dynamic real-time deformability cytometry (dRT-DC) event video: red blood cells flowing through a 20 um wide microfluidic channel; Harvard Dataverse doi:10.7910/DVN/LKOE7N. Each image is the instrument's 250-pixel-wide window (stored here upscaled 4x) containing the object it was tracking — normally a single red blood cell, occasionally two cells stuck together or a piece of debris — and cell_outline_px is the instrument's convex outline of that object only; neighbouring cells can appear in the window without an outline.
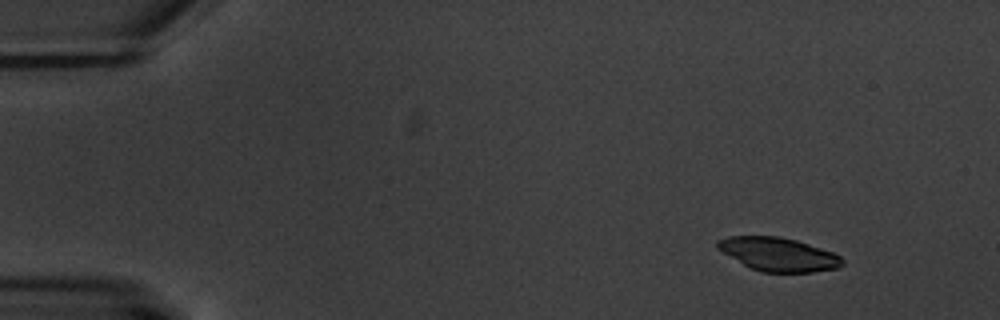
{"species": "common noctule bat (a hibernating species)", "species_latin": "Nyctalus noctula", "temperature_condition": "warm", "stored_images_in_passage": 5, "camera_frame_rate_fps": 3000, "um_per_image_px": 0.085, "animal": {"sex": "male", "body_mass_g": 20.1, "forearm_length_mm": 53.5}, "frame": {"image": 1, "passage_image": 1, "time_ms": 0.0, "image_size_px": [1000, 320], "cell_outline_px": [[844, 264], [840, 268], [812, 272], [760, 272], [744, 264], [716, 248], [716, 240], [728, 236], [780, 236], [796, 240], [832, 252], [840, 256], [844, 260]], "centroid_in_image_um": [66.18, 21.61], "position_along_channel_um": 18.8, "area_um2": 24.33}}
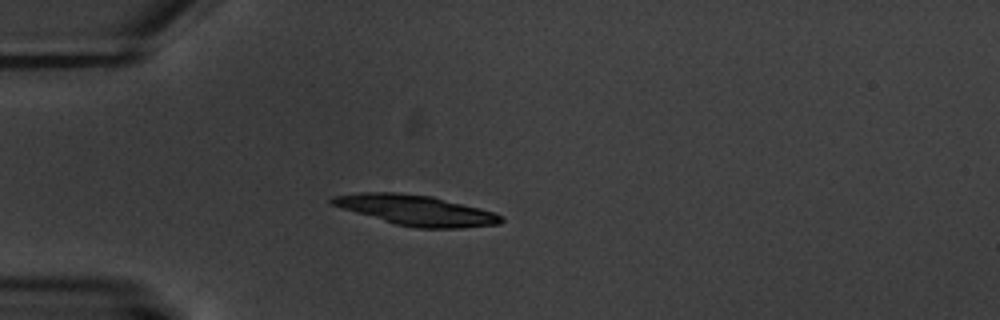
{"frame": {"image": 2, "passage_image": 3, "time_ms": 3.333, "image_size_px": [1000, 320], "cell_outline_px": [[504, 220], [500, 224], [460, 228], [416, 228], [396, 224], [344, 208], [332, 204], [328, 200], [332, 196], [360, 192], [396, 192], [432, 196], [496, 212]], "centroid_in_image_um": [35.41, 17.86], "position_along_channel_um": 49.6, "area_um2": 29.54}}